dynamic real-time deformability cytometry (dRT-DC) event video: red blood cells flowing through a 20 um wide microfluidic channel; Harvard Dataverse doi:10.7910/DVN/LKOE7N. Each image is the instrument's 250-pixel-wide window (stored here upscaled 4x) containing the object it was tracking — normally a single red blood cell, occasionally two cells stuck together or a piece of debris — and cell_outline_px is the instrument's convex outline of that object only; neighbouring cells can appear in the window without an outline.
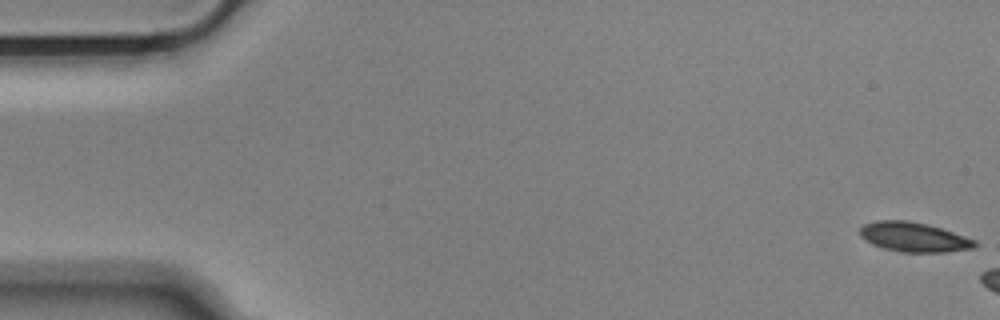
{"species": "Egyptian fruit bat (a non-hibernating species)", "species_latin": "Rousettus aegyptiacus", "temperature_condition": "cold", "stored_images_in_passage": 7, "camera_frame_rate_fps": 3000, "um_per_image_px": 0.085, "animal": {"sex": "male"}, "frame": {"image": 1, "passage_image": 1, "time_ms": 0.0, "image_size_px": [1000, 320], "cell_outline_px": [[980, 244], [972, 248], [948, 252], [900, 252], [884, 248], [872, 244], [864, 240], [860, 236], [860, 228], [864, 224], [876, 220], [908, 220], [928, 224], [976, 240]], "centroid_in_image_um": [77.66, 20.15], "position_along_channel_um": 7.3, "area_um2": 19.88}}